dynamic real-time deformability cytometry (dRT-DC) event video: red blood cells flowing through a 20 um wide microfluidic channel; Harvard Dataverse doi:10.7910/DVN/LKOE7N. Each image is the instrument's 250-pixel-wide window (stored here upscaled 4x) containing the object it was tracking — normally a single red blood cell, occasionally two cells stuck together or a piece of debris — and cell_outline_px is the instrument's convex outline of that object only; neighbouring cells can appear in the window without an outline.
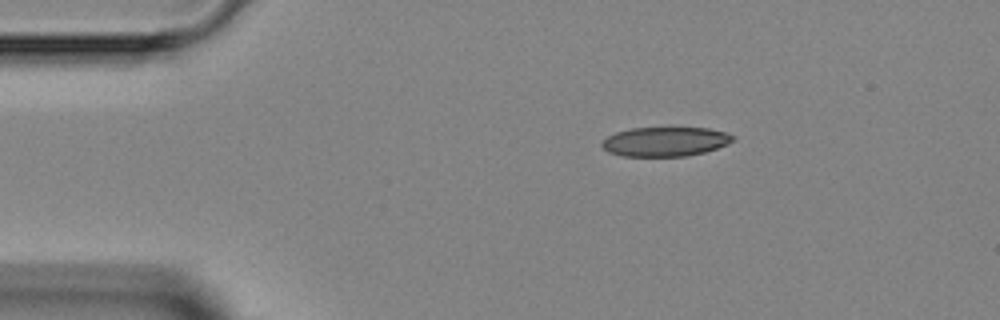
{"species": "Egyptian fruit bat (a non-hibernating species)", "species_latin": "Rousettus aegyptiacus", "temperature_condition": "room temperature", "stored_images_in_passage": 4, "camera_frame_rate_fps": 3000, "um_per_image_px": 0.085, "animal": {"sex": "female"}, "frame": {"image": 1, "passage_image": 2, "time_ms": 2.0, "image_size_px": [1000, 320], "cell_outline_px": [[736, 136], [728, 144], [704, 152], [688, 156], [624, 156], [608, 152], [600, 144], [608, 136], [616, 132], [628, 128], [708, 128], [728, 132]], "centroid_in_image_um": [56.56, 12.03], "position_along_channel_um": 28.4, "area_um2": 22.43}}